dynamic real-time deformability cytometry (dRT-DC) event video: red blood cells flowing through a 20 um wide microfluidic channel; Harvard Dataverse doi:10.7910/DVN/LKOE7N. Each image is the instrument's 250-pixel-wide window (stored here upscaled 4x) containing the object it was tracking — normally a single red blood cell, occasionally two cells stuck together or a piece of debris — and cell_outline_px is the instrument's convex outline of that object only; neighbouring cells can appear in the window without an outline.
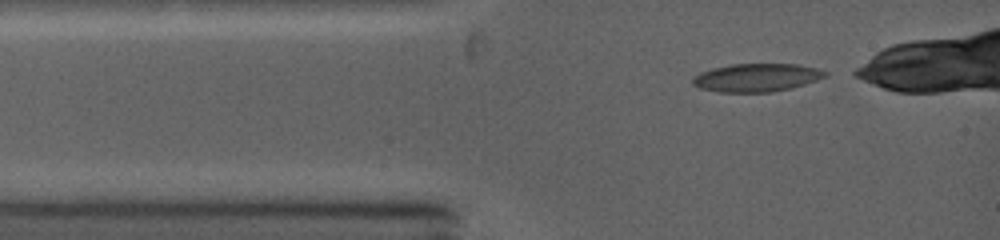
{"species": "common noctule bat (a hibernating species)", "species_latin": "Nyctalus noctula", "temperature_condition": "warm", "stored_images_in_passage": 42, "camera_frame_rate_fps": 5000, "um_per_image_px": 0.085, "animal": {"sex": "female", "body_mass_g": 19.0, "forearm_length_mm": 53.3}, "frame": {"image": 1, "passage_image": 1, "time_ms": 0.0, "image_size_px": [1000, 240], "cell_outline_px": [[828, 76], [792, 88], [772, 92], [720, 92], [700, 88], [692, 84], [692, 76], [700, 72], [712, 68], [732, 64], [796, 64], [816, 68], [828, 72]], "centroid_in_image_um": [64.29, 6.59], "position_along_channel_um": 20.7, "area_um2": 21.79}}
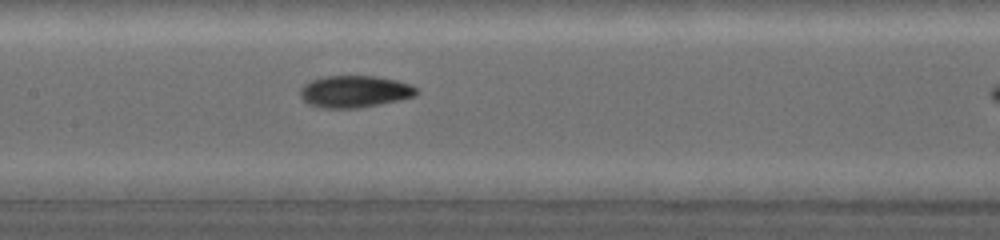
{"frame": {"image": 2, "passage_image": 20, "time_ms": 4.2, "image_size_px": [1000, 240], "cell_outline_px": [[420, 92], [416, 96], [400, 100], [360, 108], [324, 108], [308, 104], [300, 96], [300, 88], [304, 84], [312, 80], [324, 76], [372, 76], [396, 80], [408, 84], [416, 88]], "centroid_in_image_um": [30.14, 7.79], "position_along_channel_um": 177.3, "area_um2": 21.68}}
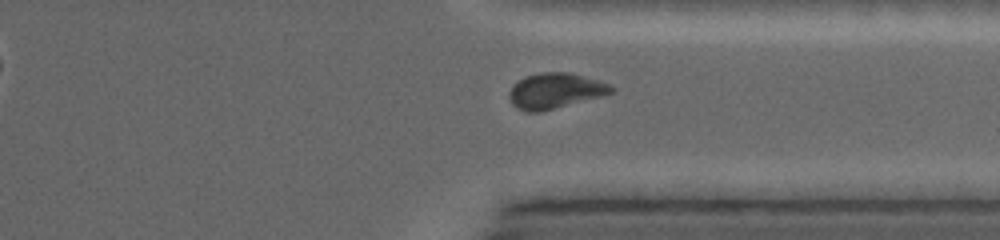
{"frame": {"image": 3, "passage_image": 38, "time_ms": 8.6, "image_size_px": [1000, 240], "cell_outline_px": [[616, 88], [612, 92], [604, 96], [540, 112], [528, 112], [516, 108], [512, 104], [508, 96], [508, 92], [524, 76], [540, 72], [568, 72], [596, 80], [608, 84]], "centroid_in_image_um": [47.18, 7.73], "position_along_channel_um": 364.2, "area_um2": 21.04}}